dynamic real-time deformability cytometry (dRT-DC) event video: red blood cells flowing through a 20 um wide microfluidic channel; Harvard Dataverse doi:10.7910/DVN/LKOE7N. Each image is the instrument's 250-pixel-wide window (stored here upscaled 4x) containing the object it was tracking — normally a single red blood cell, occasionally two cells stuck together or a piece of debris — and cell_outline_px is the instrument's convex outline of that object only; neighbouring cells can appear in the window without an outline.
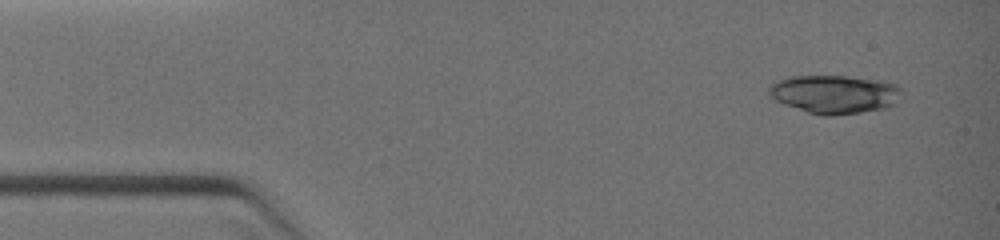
{"species": "common noctule bat (a hibernating species)", "species_latin": "Nyctalus noctula", "temperature_condition": "warm", "stored_images_in_passage": 5, "camera_frame_rate_fps": 3000, "um_per_image_px": 0.085, "animal": {"sex": "female", "body_mass_g": 19.0, "forearm_length_mm": 51.5}, "frame": {"image": 1, "passage_image": 1, "time_ms": 0.0, "image_size_px": [1000, 240], "cell_outline_px": [[904, 92], [900, 100], [896, 104], [888, 108], [832, 116], [824, 116], [808, 112], [784, 104], [776, 100], [768, 92], [768, 88], [776, 80], [788, 76], [844, 76], [880, 80], [896, 84]], "centroid_in_image_um": [70.99, 8.01], "position_along_channel_um": 14.0, "area_um2": 30.0}}
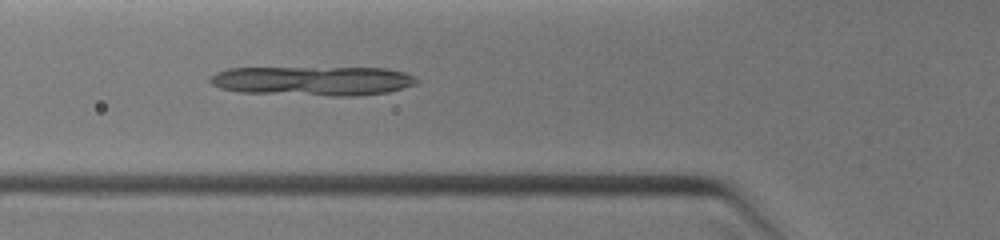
{"frame": {"image": 2, "passage_image": 5, "time_ms": 3.333, "image_size_px": [1000, 240], "cell_outline_px": [[420, 80], [416, 84], [404, 88], [388, 92], [356, 96], [336, 96], [236, 92], [220, 88], [212, 84], [208, 80], [216, 72], [228, 68], [388, 68], [404, 72]], "centroid_in_image_um": [26.6, 6.88], "position_along_channel_um": 99.2, "area_um2": 35.55}}